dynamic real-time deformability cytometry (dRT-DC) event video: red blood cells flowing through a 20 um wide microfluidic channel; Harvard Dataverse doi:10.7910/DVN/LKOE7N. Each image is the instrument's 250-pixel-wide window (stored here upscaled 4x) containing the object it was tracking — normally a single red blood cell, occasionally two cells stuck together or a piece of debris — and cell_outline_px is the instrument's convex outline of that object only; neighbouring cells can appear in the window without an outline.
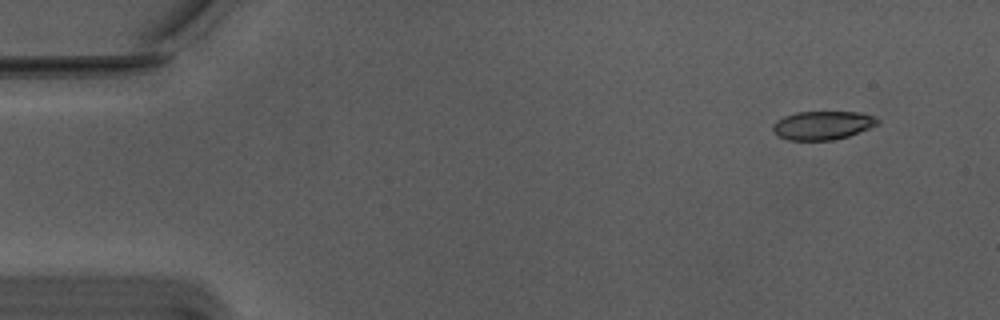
{"species": "Egyptian fruit bat (a non-hibernating species)", "species_latin": "Rousettus aegyptiacus", "temperature_condition": "warm", "stored_images_in_passage": 52, "camera_frame_rate_fps": 3000, "um_per_image_px": 0.085, "animal": {"sex": "male"}, "frame": {"image": 1, "passage_image": 1, "time_ms": 0.0, "image_size_px": [1000, 320], "cell_outline_px": [[880, 124], [848, 136], [832, 140], [788, 140], [772, 132], [772, 124], [776, 120], [784, 116], [796, 112], [860, 112], [872, 116], [880, 120]], "centroid_in_image_um": [69.9, 10.65], "position_along_channel_um": 15.1, "area_um2": 17.51}}
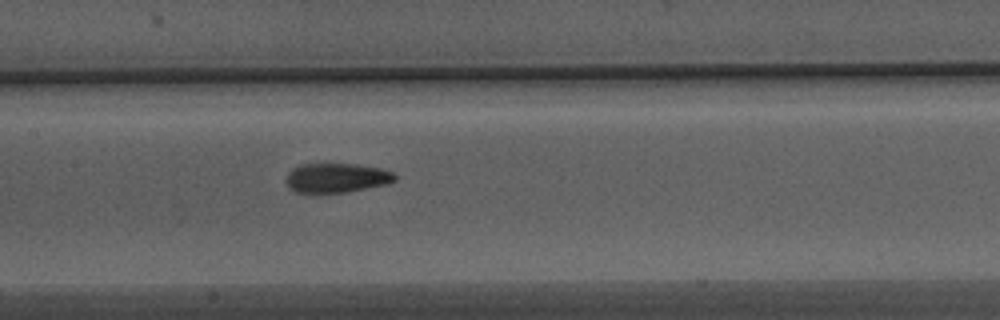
{"frame": {"image": 2, "passage_image": 23, "time_ms": 7.333, "image_size_px": [1000, 320], "cell_outline_px": [[396, 180], [388, 184], [348, 192], [316, 196], [296, 192], [288, 184], [288, 172], [292, 168], [300, 164], [356, 164], [380, 168], [392, 172], [396, 176]], "centroid_in_image_um": [28.6, 15.16], "position_along_channel_um": 178.8, "area_um2": 19.19}}
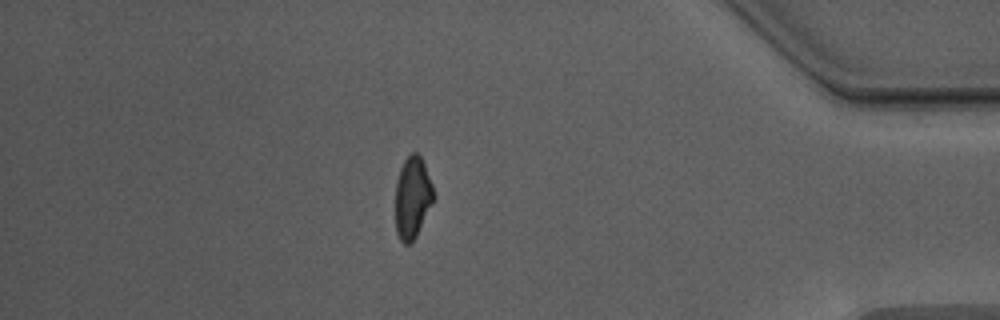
{"frame": {"image": 3, "passage_image": 44, "time_ms": 14.333, "image_size_px": [1000, 320], "cell_outline_px": [[436, 196], [416, 236], [408, 244], [404, 244], [400, 240], [396, 232], [396, 184], [400, 168], [404, 160], [412, 152], [416, 152], [420, 156], [424, 164], [432, 184]], "centroid_in_image_um": [35.07, 16.78], "position_along_channel_um": 400.1, "area_um2": 18.09}, "authors_computed_cell_mechanics": {"area_um2": 18.7561, "velocity_mm_per_s": 3.7495, "shape_relaxation_time_tau1_ms": 3.9511, "shape_relaxation_time_tau2_ms": 1.6567, "deformation_change_tau1": 0.157, "deformation_change_tau2": 0.0983}}